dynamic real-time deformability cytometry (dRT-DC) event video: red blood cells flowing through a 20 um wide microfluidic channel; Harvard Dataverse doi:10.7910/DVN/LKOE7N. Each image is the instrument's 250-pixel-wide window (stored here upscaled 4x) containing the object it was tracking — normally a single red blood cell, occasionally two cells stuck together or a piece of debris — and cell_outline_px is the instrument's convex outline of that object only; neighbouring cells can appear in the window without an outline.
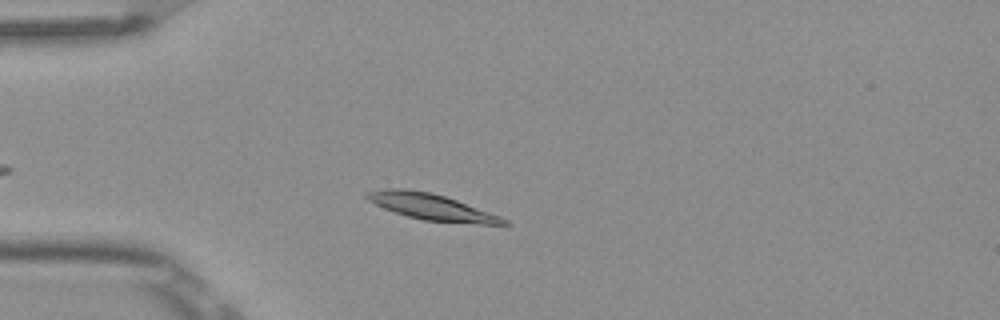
{"species": "Egyptian fruit bat (a non-hibernating species)", "species_latin": "Rousettus aegyptiacus", "temperature_condition": "room temperature", "stored_images_in_passage": 3, "camera_frame_rate_fps": 3000, "um_per_image_px": 0.085, "frame": {"image": 1, "passage_image": 3, "time_ms": 0.667, "image_size_px": [1000, 320], "cell_outline_px": [[512, 224], [480, 224], [424, 220], [408, 216], [384, 208], [368, 200], [364, 196], [368, 192], [384, 188], [404, 188], [432, 192], [456, 200], [500, 216], [508, 220]], "centroid_in_image_um": [36.67, 17.57], "position_along_channel_um": 48.3, "area_um2": 20.58}}